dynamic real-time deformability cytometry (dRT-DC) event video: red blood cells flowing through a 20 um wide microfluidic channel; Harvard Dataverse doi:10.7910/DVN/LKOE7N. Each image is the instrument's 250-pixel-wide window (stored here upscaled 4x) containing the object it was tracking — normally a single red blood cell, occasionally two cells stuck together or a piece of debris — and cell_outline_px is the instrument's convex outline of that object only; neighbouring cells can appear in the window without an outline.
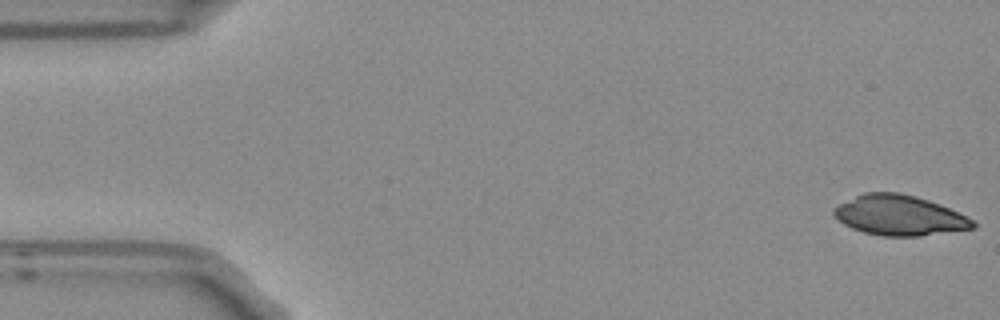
{"species": "Egyptian fruit bat (a non-hibernating species)", "species_latin": "Rousettus aegyptiacus", "temperature_condition": "room temperature", "stored_images_in_passage": 5, "camera_frame_rate_fps": 3000, "um_per_image_px": 0.085, "frame": {"image": 1, "passage_image": 1, "time_ms": 0.0, "image_size_px": [1000, 320], "cell_outline_px": [[976, 228], [920, 236], [884, 236], [864, 232], [852, 228], [844, 224], [832, 212], [832, 208], [836, 204], [864, 192], [900, 192], [916, 196], [940, 204], [972, 220], [976, 224]], "centroid_in_image_um": [76.41, 18.29], "position_along_channel_um": 8.6, "area_um2": 32.48}}